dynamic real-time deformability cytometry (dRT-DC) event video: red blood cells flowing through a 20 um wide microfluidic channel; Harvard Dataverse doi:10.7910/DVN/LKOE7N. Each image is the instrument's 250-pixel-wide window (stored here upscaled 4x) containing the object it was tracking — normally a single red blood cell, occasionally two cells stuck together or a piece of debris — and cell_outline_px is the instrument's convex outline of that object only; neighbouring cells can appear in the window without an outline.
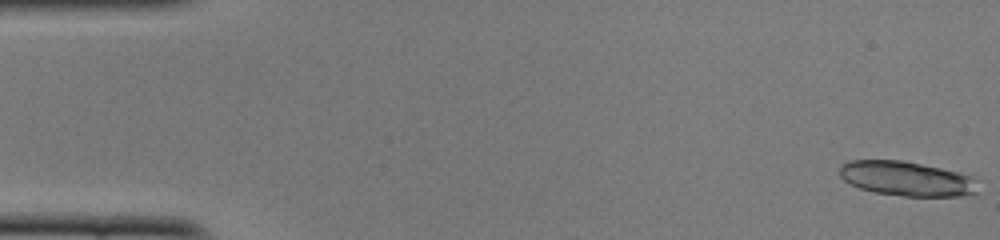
{"species": "common noctule bat (a hibernating species)", "species_latin": "Nyctalus noctula", "temperature_condition": "cold", "stored_images_in_passage": 14, "camera_frame_rate_fps": 3000, "um_per_image_px": 0.085, "animal": {"sex": "female", "body_mass_g": 22.0, "forearm_length_mm": 56.7}, "frame": {"image": 1, "passage_image": 1, "time_ms": 0.0, "image_size_px": [1000, 240], "cell_outline_px": [[976, 192], [960, 196], [904, 196], [872, 192], [860, 188], [844, 180], [840, 176], [840, 164], [852, 160], [904, 160], [940, 168], [972, 176]], "centroid_in_image_um": [76.99, 15.18], "position_along_channel_um": 8.0, "area_um2": 27.57}}